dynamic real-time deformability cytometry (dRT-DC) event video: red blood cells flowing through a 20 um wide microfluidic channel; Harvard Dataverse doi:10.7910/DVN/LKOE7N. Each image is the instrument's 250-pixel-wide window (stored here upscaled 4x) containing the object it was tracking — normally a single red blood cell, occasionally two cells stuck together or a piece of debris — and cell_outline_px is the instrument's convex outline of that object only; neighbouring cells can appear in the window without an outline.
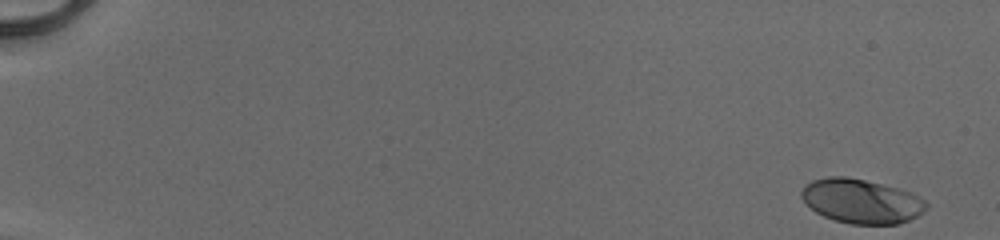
{"species": "human", "species_latin": "Homo sapiens", "temperature_condition": "cold", "stored_images_in_passage": 48, "camera_frame_rate_fps": 3000, "um_per_image_px": 0.085, "donor": {"sex": "male"}, "frame": {"image": 1, "passage_image": 1, "time_ms": 0.0, "image_size_px": [1000, 240], "cell_outline_px": [[928, 208], [924, 212], [908, 220], [896, 224], [852, 224], [836, 220], [824, 216], [816, 212], [800, 196], [800, 192], [804, 184], [812, 180], [828, 176], [844, 176], [864, 180], [912, 192], [924, 200], [928, 204]], "centroid_in_image_um": [73.21, 17.09], "position_along_channel_um": 11.8, "area_um2": 32.08}}
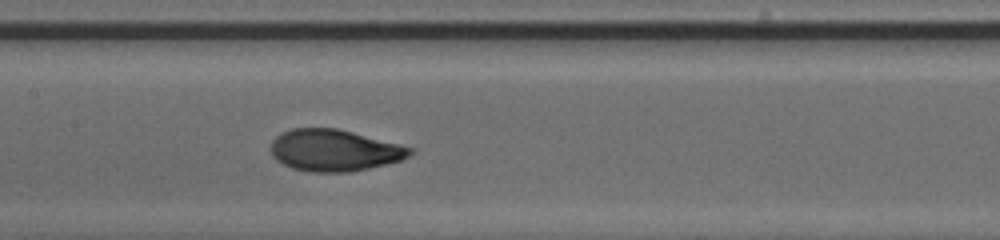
{"frame": {"image": 2, "passage_image": 27, "time_ms": 8.667, "image_size_px": [1000, 240], "cell_outline_px": [[412, 152], [408, 156], [400, 160], [368, 168], [348, 172], [312, 172], [292, 168], [276, 160], [272, 156], [272, 140], [276, 136], [292, 128], [336, 128], [352, 132], [412, 148]], "centroid_in_image_um": [28.37, 12.78], "position_along_channel_um": 179.0, "area_um2": 33.23}}
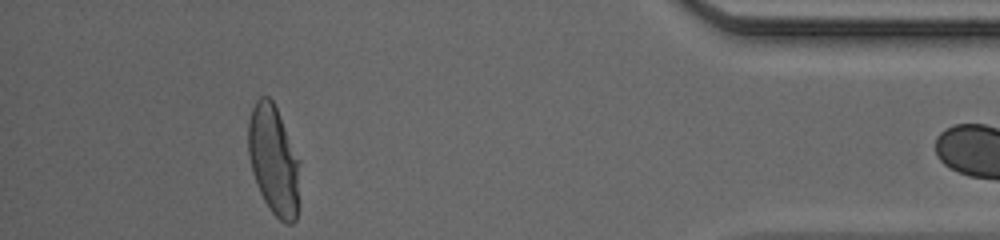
{"frame": {"image": 3, "passage_image": 47, "time_ms": 15.333, "image_size_px": [1000, 240], "cell_outline_px": [[300, 160], [296, 220], [292, 224], [284, 224], [272, 212], [264, 200], [260, 192], [252, 172], [248, 152], [248, 120], [252, 108], [256, 100], [260, 96], [268, 96], [272, 100], [280, 116]], "centroid_in_image_um": [23.26, 13.61], "position_along_channel_um": 411.9, "area_um2": 32.83}}